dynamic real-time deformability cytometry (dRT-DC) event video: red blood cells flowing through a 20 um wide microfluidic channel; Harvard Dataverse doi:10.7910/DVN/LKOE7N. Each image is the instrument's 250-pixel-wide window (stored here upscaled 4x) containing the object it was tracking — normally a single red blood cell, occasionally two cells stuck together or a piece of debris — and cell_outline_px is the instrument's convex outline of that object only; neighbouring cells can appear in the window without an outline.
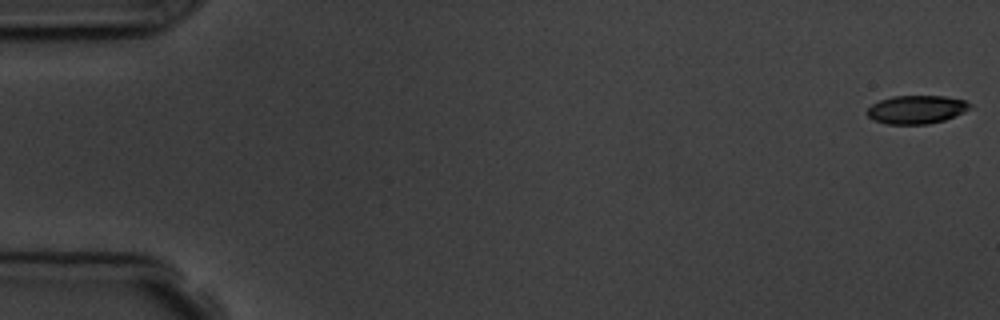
{"species": "common noctule bat (a hibernating species)", "species_latin": "Nyctalus noctula", "temperature_condition": "room temperature", "stored_images_in_passage": 6, "segment_of_instrument_passage": [2, 2], "camera_frame_rate_fps": 3000, "um_per_image_px": 0.085, "animal": {"sex": "male", "body_mass_g": 19.5, "forearm_length_mm": 54.6}, "frame": {"image": 1, "passage_image": 6, "time_ms": 7.0, "image_size_px": [1000, 320], "cell_outline_px": [[972, 108], [964, 112], [944, 120], [928, 124], [888, 124], [872, 120], [868, 116], [868, 108], [872, 104], [880, 100], [892, 96], [944, 96], [964, 100], [972, 104]], "centroid_in_image_um": [77.91, 9.31], "position_along_channel_um": 7.1, "area_um2": 16.99}}